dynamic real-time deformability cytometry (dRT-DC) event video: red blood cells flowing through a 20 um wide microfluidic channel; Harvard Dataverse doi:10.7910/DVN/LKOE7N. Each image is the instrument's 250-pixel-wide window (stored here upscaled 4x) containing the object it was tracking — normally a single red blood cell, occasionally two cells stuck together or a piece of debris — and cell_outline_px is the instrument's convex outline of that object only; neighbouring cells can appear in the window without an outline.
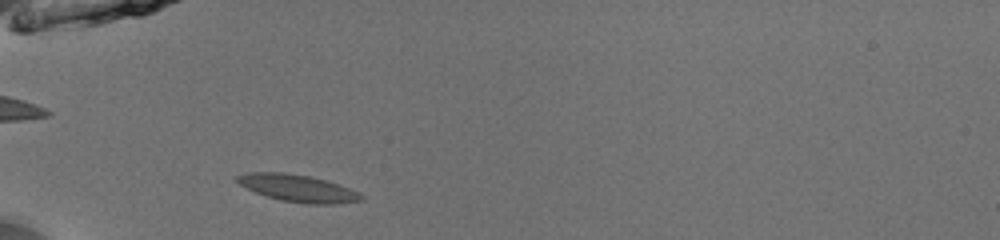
{"species": "common noctule bat (a hibernating species)", "species_latin": "Nyctalus noctula", "temperature_condition": "room temperature", "stored_images_in_passage": 38, "camera_frame_rate_fps": 3000, "um_per_image_px": 0.085, "animal": {"sex": "male", "body_mass_g": 13.0, "forearm_length_mm": 53.1}, "frame": {"image": 1, "passage_image": 4, "time_ms": 1.0, "image_size_px": [1000, 240], "cell_outline_px": [[364, 200], [336, 204], [308, 204], [280, 200], [256, 192], [240, 184], [236, 180], [236, 176], [248, 172], [284, 172], [308, 176], [324, 180], [348, 188], [364, 196]], "centroid_in_image_um": [25.31, 16.0], "position_along_channel_um": 59.7, "area_um2": 19.31}}
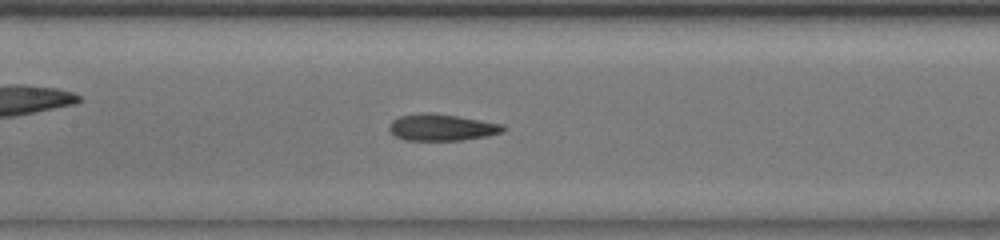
{"frame": {"image": 2, "passage_image": 13, "time_ms": 4.0, "image_size_px": [1000, 240], "cell_outline_px": [[508, 128], [504, 132], [488, 136], [460, 140], [404, 140], [396, 136], [388, 128], [392, 120], [400, 116], [420, 112], [432, 112], [504, 124]], "centroid_in_image_um": [37.58, 10.82], "position_along_channel_um": 169.8, "area_um2": 17.8}}
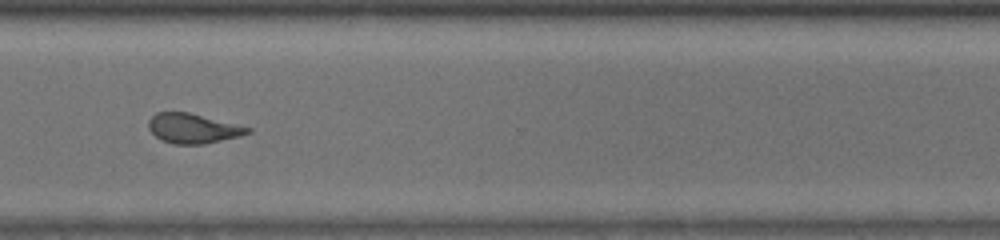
{"frame": {"image": 3, "passage_image": 27, "time_ms": 8.667, "image_size_px": [1000, 240], "cell_outline_px": [[252, 132], [240, 136], [204, 144], [172, 144], [160, 140], [148, 128], [148, 120], [156, 112], [188, 112], [252, 128]], "centroid_in_image_um": [16.38, 10.92], "position_along_channel_um": 354.2, "area_um2": 17.17}, "authors_computed_cell_mechanics": {"area_um2": 17.6868, "velocity_mm_per_s": 3.9652, "shape_relaxation_time_tau1_ms": 5.1618, "shape_relaxation_time_tau2_ms": 2.3271, "deformation_change_tau1": 0.1759, "deformation_change_tau2": 0.1002}}